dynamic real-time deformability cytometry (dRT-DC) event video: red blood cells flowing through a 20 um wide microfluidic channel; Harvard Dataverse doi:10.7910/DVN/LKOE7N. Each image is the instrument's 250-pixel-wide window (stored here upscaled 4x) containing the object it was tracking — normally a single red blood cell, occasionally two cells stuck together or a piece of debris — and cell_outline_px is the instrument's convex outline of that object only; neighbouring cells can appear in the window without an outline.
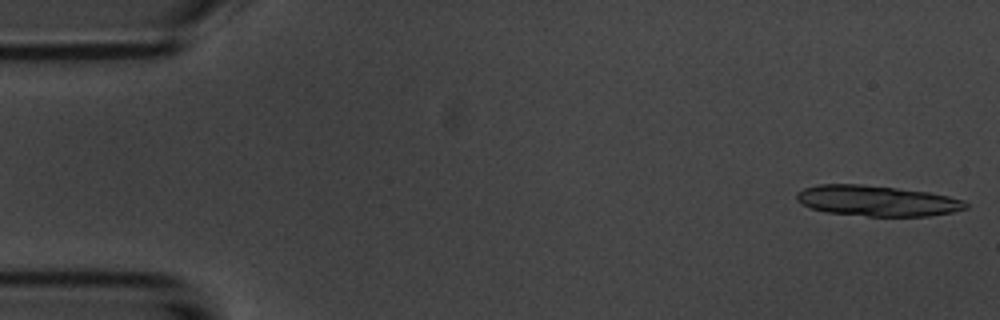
{"species": "common noctule bat (a hibernating species)", "species_latin": "Nyctalus noctula", "temperature_condition": "room temperature", "stored_images_in_passage": 14, "camera_frame_rate_fps": 3000, "um_per_image_px": 0.085, "animal": {"sex": "male", "body_mass_g": 20.1, "forearm_length_mm": 53.5}, "frame": {"image": 1, "passage_image": 1, "time_ms": 0.0, "image_size_px": [1000, 320], "cell_outline_px": [[968, 208], [952, 212], [928, 216], [868, 216], [824, 212], [800, 204], [796, 200], [796, 192], [804, 188], [816, 184], [860, 184], [928, 192], [948, 196], [964, 200], [968, 204]], "centroid_in_image_um": [74.51, 17.07], "position_along_channel_um": 10.5, "area_um2": 30.23}}